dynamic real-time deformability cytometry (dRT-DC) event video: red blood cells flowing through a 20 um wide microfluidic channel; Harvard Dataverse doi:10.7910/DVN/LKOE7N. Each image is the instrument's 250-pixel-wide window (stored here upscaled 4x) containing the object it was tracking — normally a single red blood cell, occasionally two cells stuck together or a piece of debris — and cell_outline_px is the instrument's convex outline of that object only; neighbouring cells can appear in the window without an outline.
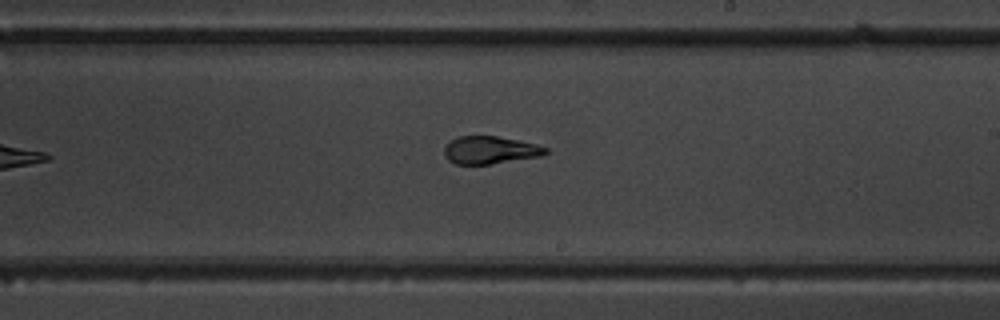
{"species": "common noctule bat (a hibernating species)", "species_latin": "Nyctalus noctula", "temperature_condition": "warm", "stored_images_in_passage": 11, "camera_frame_rate_fps": 3000, "um_per_image_px": 0.085, "animal": {"sex": "male", "body_mass_g": 19.5, "forearm_length_mm": 54.6}, "frame": {"image": 1, "passage_image": 11, "time_ms": 11.667, "image_size_px": [1000, 320], "cell_outline_px": [[548, 152], [540, 156], [492, 164], [456, 164], [448, 160], [444, 156], [444, 148], [456, 136], [496, 136], [536, 144], [548, 148]], "centroid_in_image_um": [41.64, 12.76], "position_along_channel_um": 247.4, "area_um2": 16.24}}